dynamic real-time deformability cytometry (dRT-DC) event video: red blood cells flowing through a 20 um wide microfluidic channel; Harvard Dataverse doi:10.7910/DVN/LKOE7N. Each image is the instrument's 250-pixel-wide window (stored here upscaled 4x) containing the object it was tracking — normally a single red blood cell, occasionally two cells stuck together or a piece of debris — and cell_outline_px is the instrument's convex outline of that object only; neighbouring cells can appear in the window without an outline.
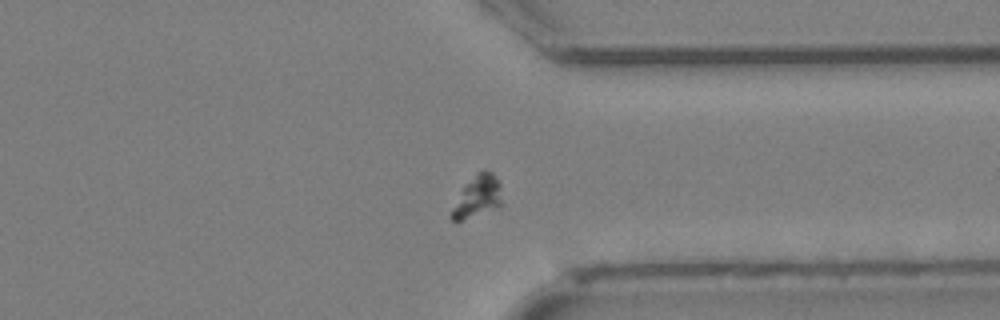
{"species": "Egyptian fruit bat (a non-hibernating species)", "species_latin": "Rousettus aegyptiacus", "temperature_condition": "cold", "stored_images_in_passage": 32, "camera_frame_rate_fps": 3000, "um_per_image_px": 0.085, "animal": {"sex": "female"}, "frame": {"image": 1, "passage_image": 25, "time_ms": 8.0, "image_size_px": [1000, 320], "cell_outline_px": [[504, 204], [500, 208], [460, 220], [452, 220], [448, 216], [464, 184], [476, 172], [484, 168], [492, 172], [496, 176], [500, 184]], "centroid_in_image_um": [40.63, 16.68], "position_along_channel_um": 370.8, "area_um2": 12.77}}
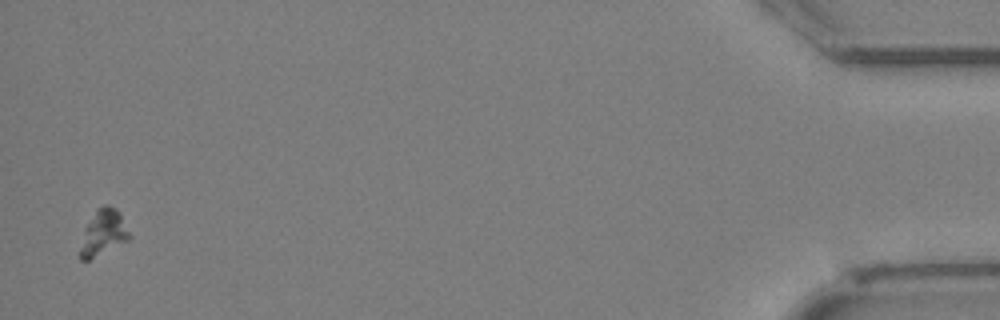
{"frame": {"image": 2, "passage_image": 32, "time_ms": 10.333, "image_size_px": [1000, 320], "cell_outline_px": [[132, 236], [128, 240], [88, 260], [80, 260], [80, 248], [84, 228], [96, 208], [104, 204], [108, 204], [116, 208], [120, 212]], "centroid_in_image_um": [8.79, 19.73], "position_along_channel_um": 426.4, "area_um2": 13.18}}